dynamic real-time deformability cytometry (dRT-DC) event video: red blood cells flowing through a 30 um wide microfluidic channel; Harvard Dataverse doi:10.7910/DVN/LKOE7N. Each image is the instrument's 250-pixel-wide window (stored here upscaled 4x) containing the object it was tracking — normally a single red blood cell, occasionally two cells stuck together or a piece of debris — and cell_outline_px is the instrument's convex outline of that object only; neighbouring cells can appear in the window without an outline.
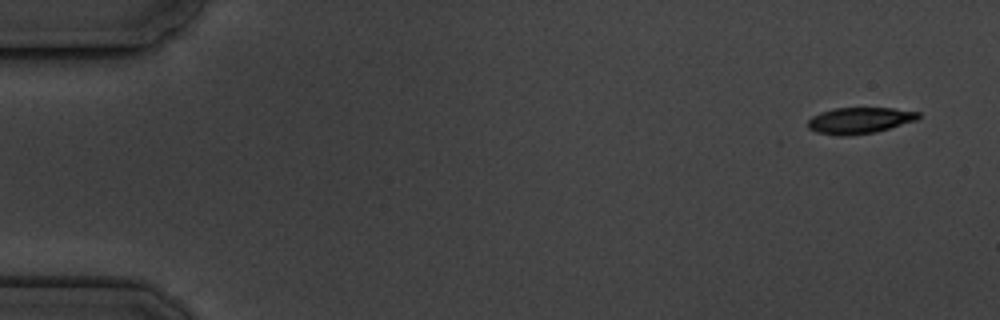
{"species": "common noctule bat (a hibernating species)", "species_latin": "Nyctalus noctula", "temperature_condition": "cold", "stored_images_in_passage": 5, "camera_frame_rate_fps": 3000, "um_per_image_px": 0.085, "animal": {"sex": "male", "body_mass_g": 19.5, "forearm_length_mm": 54.6}, "frame": {"image": 1, "passage_image": 1, "time_ms": 0.0, "image_size_px": [1000, 320], "cell_outline_px": [[920, 116], [916, 120], [876, 132], [848, 136], [840, 136], [816, 132], [808, 128], [808, 120], [812, 116], [820, 112], [832, 108], [892, 108], [920, 112]], "centroid_in_image_um": [73.04, 10.24], "position_along_channel_um": 12.0, "area_um2": 16.94}}
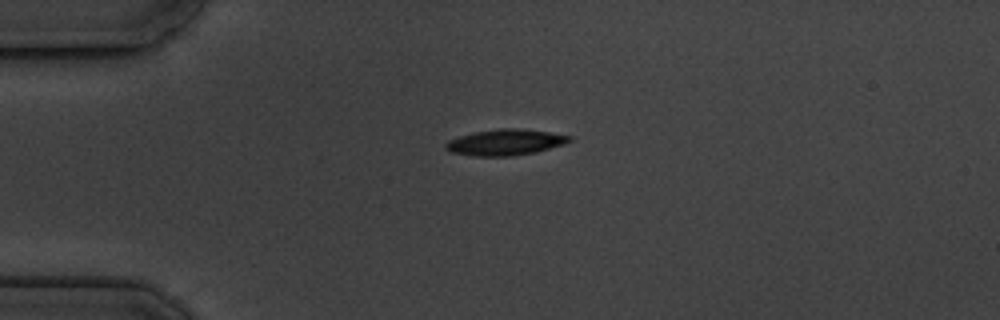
{"frame": {"image": 2, "passage_image": 4, "time_ms": 3.667, "image_size_px": [1000, 320], "cell_outline_px": [[572, 140], [564, 144], [536, 152], [512, 156], [472, 156], [448, 152], [444, 148], [444, 144], [448, 140], [460, 136], [476, 132], [500, 128], [520, 128], [548, 132], [572, 136]], "centroid_in_image_um": [42.92, 12.1], "position_along_channel_um": 42.1, "area_um2": 18.84}}